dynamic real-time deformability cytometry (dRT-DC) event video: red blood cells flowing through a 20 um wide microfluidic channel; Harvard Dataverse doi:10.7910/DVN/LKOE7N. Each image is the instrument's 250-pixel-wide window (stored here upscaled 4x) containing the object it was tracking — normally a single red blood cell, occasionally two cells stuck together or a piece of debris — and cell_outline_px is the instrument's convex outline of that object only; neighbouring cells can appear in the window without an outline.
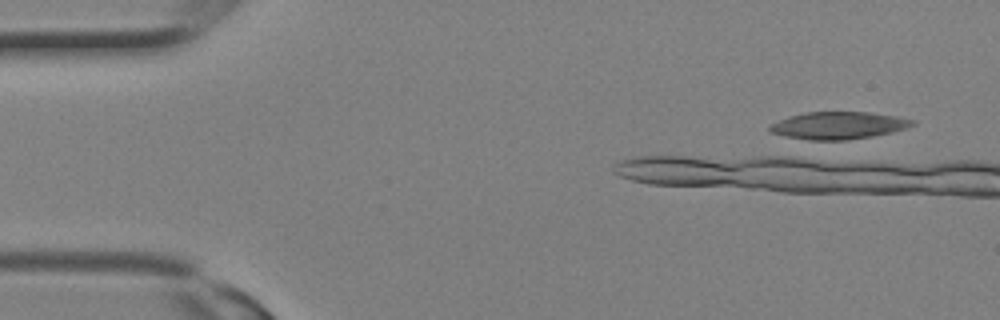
{"species": "Egyptian fruit bat (a non-hibernating species)", "species_latin": "Rousettus aegyptiacus", "temperature_condition": "room temperature", "stored_images_in_passage": 1, "camera_frame_rate_fps": 3000, "um_per_image_px": 0.085, "animal": {"sex": "female"}, "frame": {"image": 1, "passage_image": 1, "time_ms": 0.0, "image_size_px": [1000, 320], "cell_outline_px": [[916, 124], [892, 132], [872, 136], [848, 140], [816, 144], [792, 140], [768, 132], [768, 128], [772, 124], [788, 116], [804, 112], [868, 112], [896, 116], [916, 120]], "centroid_in_image_um": [71.13, 10.72], "position_along_channel_um": 13.9, "area_um2": 23.93}}